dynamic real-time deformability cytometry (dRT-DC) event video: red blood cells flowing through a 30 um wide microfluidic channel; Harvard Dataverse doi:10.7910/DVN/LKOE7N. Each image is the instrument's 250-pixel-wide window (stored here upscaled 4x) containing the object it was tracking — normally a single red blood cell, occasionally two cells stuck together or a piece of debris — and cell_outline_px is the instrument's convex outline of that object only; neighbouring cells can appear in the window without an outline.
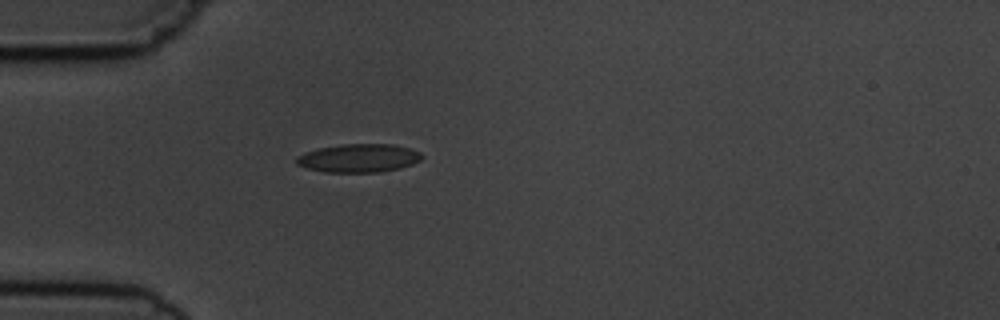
{"species": "common noctule bat (a hibernating species)", "species_latin": "Nyctalus noctula", "temperature_condition": "cold", "stored_images_in_passage": 1, "camera_frame_rate_fps": 3000, "um_per_image_px": 0.085, "animal": {"sex": "male", "body_mass_g": 19.5, "forearm_length_mm": 54.6}, "frame": {"image": 1, "passage_image": 1, "time_ms": 0.0, "image_size_px": [1000, 320], "cell_outline_px": [[424, 156], [420, 160], [412, 164], [400, 168], [380, 172], [324, 172], [308, 168], [296, 164], [296, 156], [304, 152], [316, 148], [344, 144], [396, 144], [420, 152]], "centroid_in_image_um": [30.48, 13.43], "position_along_channel_um": 54.5, "area_um2": 20.87}}